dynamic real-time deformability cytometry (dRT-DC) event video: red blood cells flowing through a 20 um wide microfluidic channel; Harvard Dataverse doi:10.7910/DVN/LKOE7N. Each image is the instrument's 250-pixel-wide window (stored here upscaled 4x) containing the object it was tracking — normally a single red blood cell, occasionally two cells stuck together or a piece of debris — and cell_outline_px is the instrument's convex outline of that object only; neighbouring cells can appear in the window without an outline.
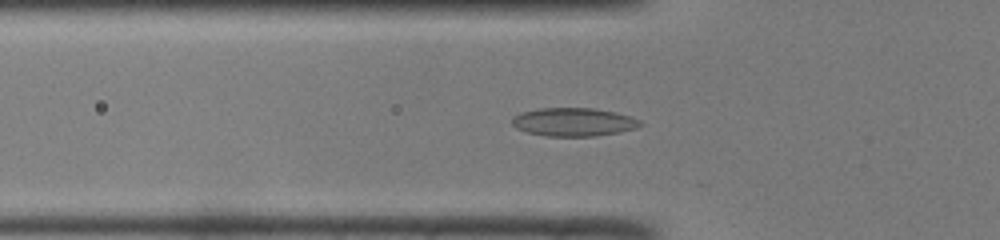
{"species": "common noctule bat (a hibernating species)", "species_latin": "Nyctalus noctula", "temperature_condition": "room temperature", "stored_images_in_passage": 51, "camera_frame_rate_fps": 3000, "um_per_image_px": 0.085, "animal": {"sex": "male", "body_mass_g": 19.0, "forearm_length_mm": 50.8}, "frame": {"image": 1, "passage_image": 17, "time_ms": 5.333, "image_size_px": [1000, 240], "cell_outline_px": [[644, 124], [636, 128], [620, 132], [596, 136], [544, 136], [528, 132], [516, 128], [512, 124], [512, 116], [520, 112], [540, 108], [596, 108], [616, 112], [632, 116], [640, 120]], "centroid_in_image_um": [48.78, 10.36], "position_along_channel_um": 77.0, "area_um2": 21.44}}
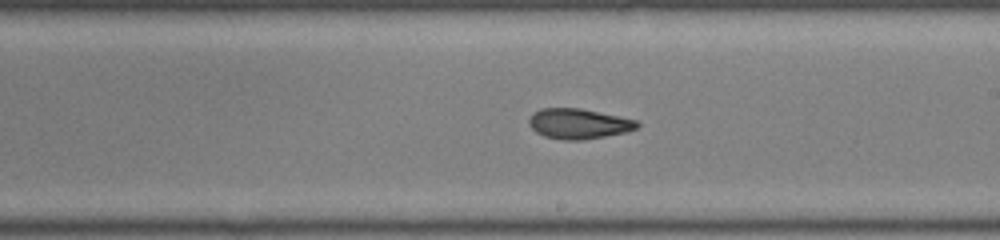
{"frame": {"image": 2, "passage_image": 29, "time_ms": 9.333, "image_size_px": [1000, 240], "cell_outline_px": [[640, 124], [636, 128], [628, 132], [580, 140], [564, 140], [544, 136], [536, 132], [528, 124], [528, 120], [532, 112], [540, 108], [580, 108], [636, 120]], "centroid_in_image_um": [49.14, 10.51], "position_along_channel_um": 239.9, "area_um2": 19.02}}
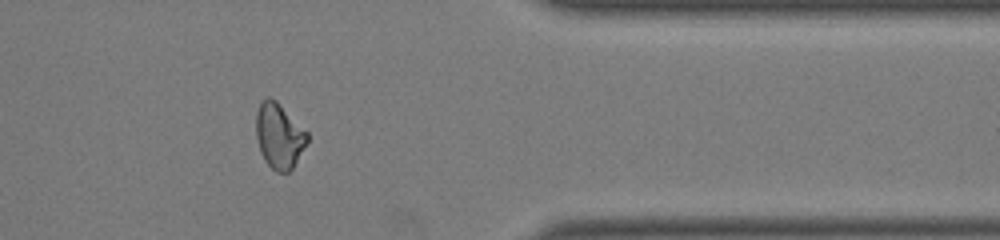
{"frame": {"image": 3, "passage_image": 41, "time_ms": 13.333, "image_size_px": [1000, 240], "cell_outline_px": [[308, 140], [292, 168], [288, 172], [276, 172], [264, 160], [260, 152], [256, 136], [256, 112], [260, 104], [268, 96], [276, 100], [308, 132]], "centroid_in_image_um": [23.71, 11.54], "position_along_channel_um": 387.7, "area_um2": 19.31}, "authors_computed_cell_mechanics": {"area_um2": 19.9988, "velocity_mm_per_s": 4.0631, "shape_relaxation_time_tau1_ms": null, "shape_relaxation_time_tau2_ms": 2.103, "deformation_change_tau1": null, "deformation_change_tau2": 0.0766}}